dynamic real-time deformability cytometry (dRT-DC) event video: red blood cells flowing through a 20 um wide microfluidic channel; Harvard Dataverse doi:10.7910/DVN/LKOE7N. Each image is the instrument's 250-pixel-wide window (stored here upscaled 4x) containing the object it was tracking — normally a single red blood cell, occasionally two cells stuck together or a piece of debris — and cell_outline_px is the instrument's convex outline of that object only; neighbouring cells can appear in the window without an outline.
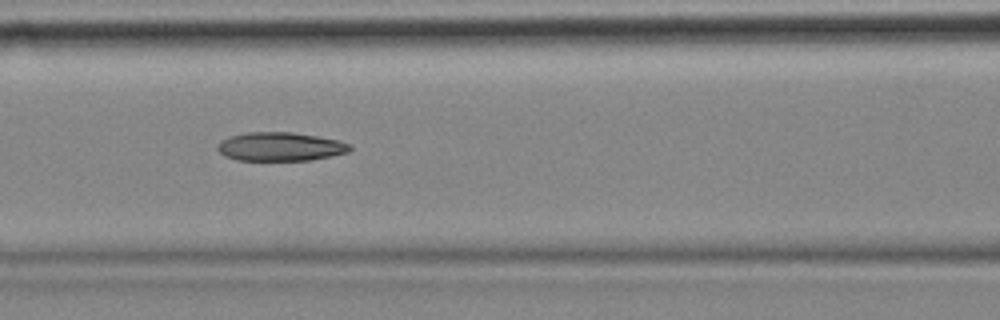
{"species": "common noctule bat (a hibernating species)", "species_latin": "Nyctalus noctula", "temperature_condition": "cold", "stored_images_in_passage": 12, "camera_frame_rate_fps": 3000, "um_per_image_px": 0.085, "animal": {"sex": "female", "body_mass_g": 18.4}, "frame": {"image": 1, "passage_image": 6, "time_ms": 1.667, "image_size_px": [1000, 320], "cell_outline_px": [[352, 148], [348, 152], [332, 156], [312, 160], [236, 160], [224, 156], [216, 148], [220, 140], [232, 136], [248, 132], [292, 132], [340, 140], [352, 144]], "centroid_in_image_um": [23.85, 12.46], "position_along_channel_um": 142.8, "area_um2": 22.25}}
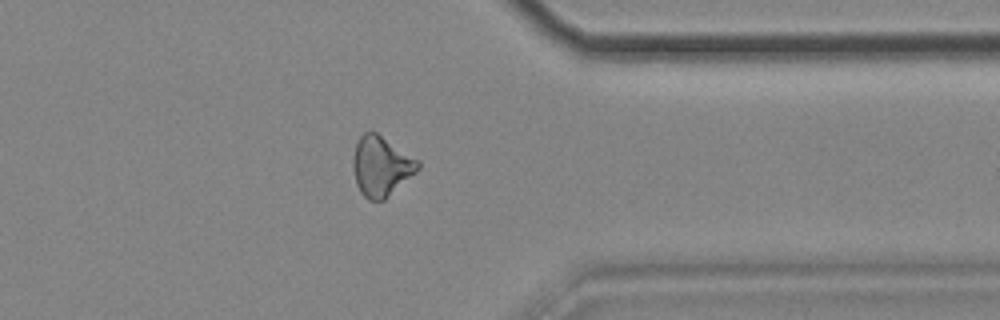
{"frame": {"image": 2, "passage_image": 12, "time_ms": 3.667, "image_size_px": [1000, 320], "cell_outline_px": [[420, 168], [416, 172], [384, 200], [368, 200], [360, 192], [356, 184], [352, 168], [352, 160], [356, 144], [360, 136], [364, 132], [376, 132], [420, 160]], "centroid_in_image_um": [32.39, 14.12], "position_along_channel_um": 379.0, "area_um2": 22.72}}